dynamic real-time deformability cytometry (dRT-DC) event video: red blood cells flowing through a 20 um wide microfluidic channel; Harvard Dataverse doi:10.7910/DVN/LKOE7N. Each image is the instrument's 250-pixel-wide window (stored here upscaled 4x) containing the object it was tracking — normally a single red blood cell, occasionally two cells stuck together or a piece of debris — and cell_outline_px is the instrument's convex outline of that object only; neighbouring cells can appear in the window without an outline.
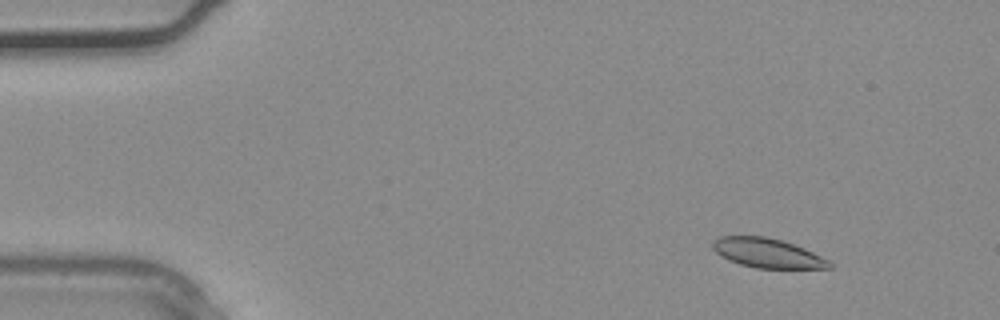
{"species": "common noctule bat (a hibernating species)", "species_latin": "Nyctalus noctula", "temperature_condition": "warm", "stored_images_in_passage": 2, "camera_frame_rate_fps": 3000, "um_per_image_px": 0.085, "animal": {"sex": "male", "body_mass_g": 20.4}, "frame": {"image": 1, "passage_image": 1, "time_ms": 0.0, "image_size_px": [1000, 320], "cell_outline_px": [[832, 268], [756, 268], [740, 264], [728, 260], [720, 256], [712, 248], [712, 240], [720, 236], [768, 236], [804, 248], [828, 260], [832, 264]], "centroid_in_image_um": [65.18, 21.5], "position_along_channel_um": 19.8, "area_um2": 19.94}}